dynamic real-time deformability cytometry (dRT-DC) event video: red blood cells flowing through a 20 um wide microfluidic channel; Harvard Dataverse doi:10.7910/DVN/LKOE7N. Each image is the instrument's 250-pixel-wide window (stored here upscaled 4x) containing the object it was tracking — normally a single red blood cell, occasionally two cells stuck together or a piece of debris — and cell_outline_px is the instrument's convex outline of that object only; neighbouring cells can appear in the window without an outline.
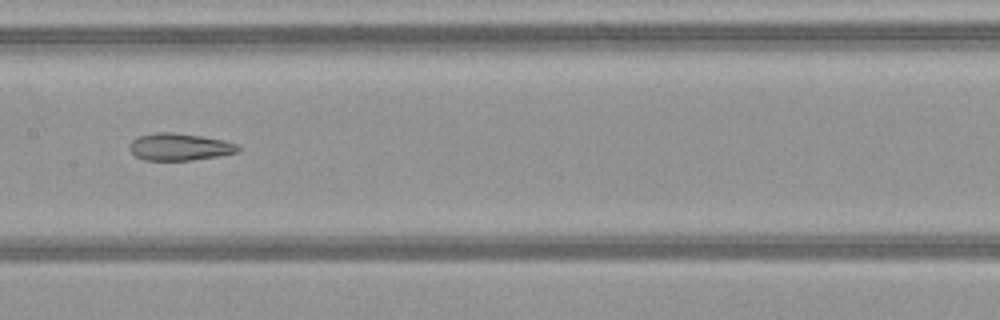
{"species": "common noctule bat (a hibernating species)", "species_latin": "Nyctalus noctula", "temperature_condition": "warm", "stored_images_in_passage": 34, "camera_frame_rate_fps": 3000, "um_per_image_px": 0.085, "animal": {"sex": "female", "body_mass_g": 21.9}, "frame": {"image": 1, "passage_image": 10, "time_ms": 3.0, "image_size_px": [1000, 320], "cell_outline_px": [[240, 152], [220, 156], [192, 160], [144, 160], [136, 156], [128, 148], [132, 140], [136, 136], [156, 132], [172, 132], [200, 136], [224, 140], [236, 144], [240, 148]], "centroid_in_image_um": [15.26, 12.48], "position_along_channel_um": 192.1, "area_um2": 17.28}, "authors_computed_cell_mechanics": {"area_um2": 18.2648, "velocity_mm_per_s": 4.0995, "shape_relaxation_time_tau1_ms": null, "shape_relaxation_time_tau2_ms": 2.2686, "deformation_change_tau1": null, "deformation_change_tau2": 0.1185}}